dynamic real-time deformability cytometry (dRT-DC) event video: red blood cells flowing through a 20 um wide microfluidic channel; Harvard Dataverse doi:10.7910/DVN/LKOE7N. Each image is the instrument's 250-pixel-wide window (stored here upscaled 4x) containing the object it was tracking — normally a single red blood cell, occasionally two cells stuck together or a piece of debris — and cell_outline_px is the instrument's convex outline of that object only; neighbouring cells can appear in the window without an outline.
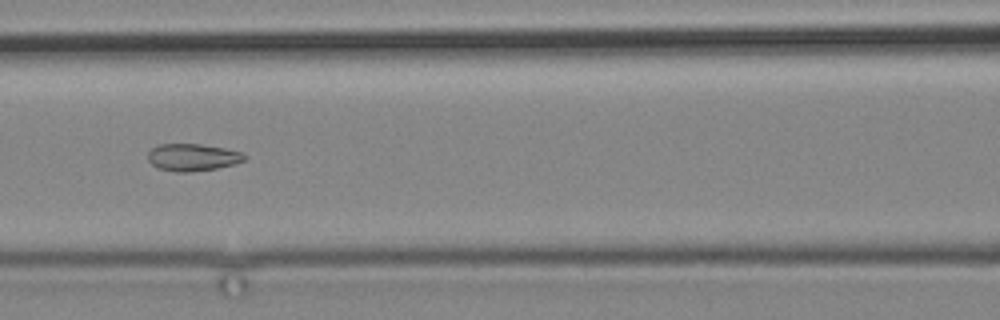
{"species": "common noctule bat (a hibernating species)", "species_latin": "Nyctalus noctula", "temperature_condition": "cold", "stored_images_in_passage": 13, "camera_frame_rate_fps": 3000, "um_per_image_px": 0.085, "animal": {"sex": "male", "body_mass_g": 19.2, "forearm_length_mm": 51.8}, "frame": {"image": 1, "passage_image": 11, "time_ms": 13.0, "image_size_px": [1000, 320], "cell_outline_px": [[248, 156], [244, 160], [232, 164], [216, 168], [188, 172], [176, 172], [160, 168], [152, 164], [148, 160], [148, 152], [152, 148], [160, 144], [200, 144], [224, 148], [244, 152]], "centroid_in_image_um": [16.39, 13.36], "position_along_channel_um": 150.2, "area_um2": 15.2}}
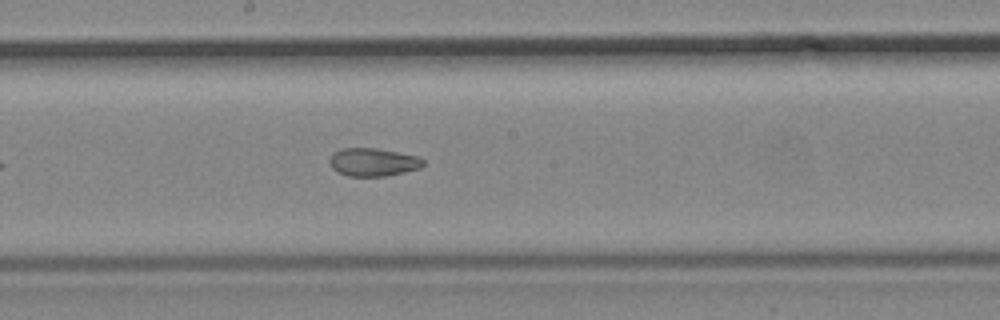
{"frame": {"image": 2, "passage_image": 13, "time_ms": 15.0, "image_size_px": [1000, 320], "cell_outline_px": [[424, 164], [420, 168], [404, 172], [384, 176], [348, 176], [332, 168], [328, 160], [332, 152], [340, 148], [376, 148], [420, 156], [424, 160]], "centroid_in_image_um": [31.7, 13.76], "position_along_channel_um": 216.5, "area_um2": 15.43}}